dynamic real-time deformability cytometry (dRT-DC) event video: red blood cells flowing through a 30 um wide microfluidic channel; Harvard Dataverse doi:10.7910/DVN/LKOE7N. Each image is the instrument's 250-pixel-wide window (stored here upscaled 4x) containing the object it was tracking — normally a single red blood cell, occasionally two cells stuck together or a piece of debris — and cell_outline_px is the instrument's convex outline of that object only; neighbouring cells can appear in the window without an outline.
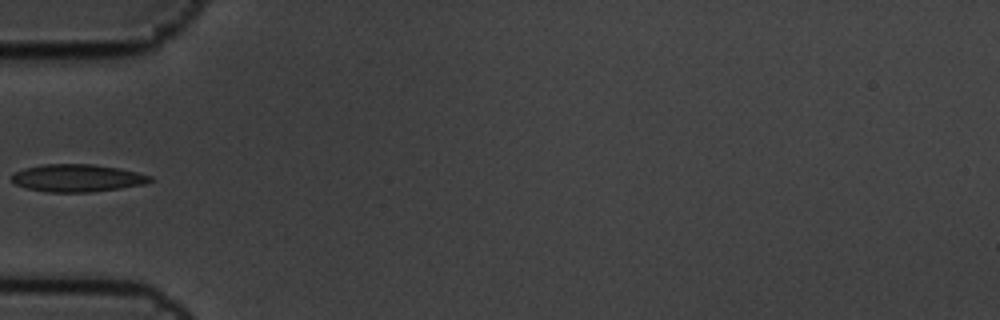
{"species": "common noctule bat (a hibernating species)", "species_latin": "Nyctalus noctula", "temperature_condition": "cold", "stored_images_in_passage": 14, "camera_frame_rate_fps": 3000, "um_per_image_px": 0.085, "animal": {"sex": "male", "body_mass_g": 19.5, "forearm_length_mm": 54.6}, "frame": {"image": 1, "passage_image": 4, "time_ms": 1.0, "image_size_px": [1000, 320], "cell_outline_px": [[152, 180], [144, 184], [120, 188], [92, 192], [48, 192], [28, 188], [16, 184], [12, 180], [12, 176], [16, 172], [24, 168], [40, 164], [92, 164], [120, 168], [152, 176]], "centroid_in_image_um": [6.58, 15.13], "position_along_channel_um": 78.4, "area_um2": 22.08}}
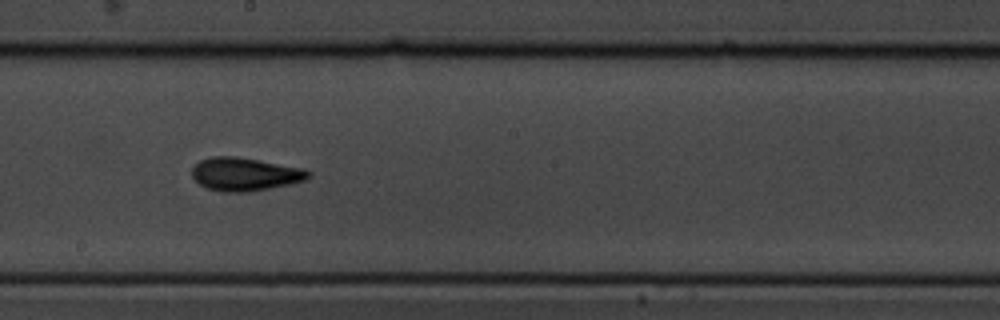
{"frame": {"image": 2, "passage_image": 8, "time_ms": 2.333, "image_size_px": [1000, 320], "cell_outline_px": [[312, 176], [308, 180], [248, 192], [220, 192], [208, 188], [200, 184], [192, 176], [192, 168], [200, 160], [212, 156], [236, 156], [260, 160], [304, 168], [312, 172]], "centroid_in_image_um": [20.85, 14.8], "position_along_channel_um": 227.3, "area_um2": 22.66}}
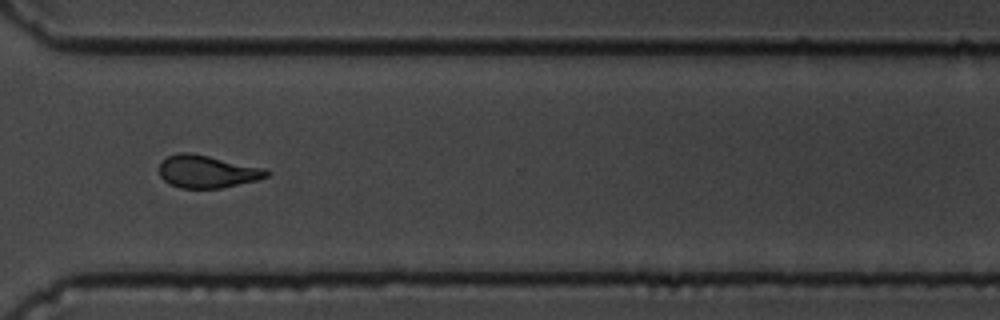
{"frame": {"image": 3, "passage_image": 11, "time_ms": 3.333, "image_size_px": [1000, 320], "cell_outline_px": [[272, 172], [268, 176], [256, 180], [220, 188], [180, 188], [168, 184], [160, 176], [160, 164], [168, 156], [180, 152], [188, 152], [208, 156], [264, 168]], "centroid_in_image_um": [17.6, 14.59], "position_along_channel_um": 353.0, "area_um2": 20.17}}